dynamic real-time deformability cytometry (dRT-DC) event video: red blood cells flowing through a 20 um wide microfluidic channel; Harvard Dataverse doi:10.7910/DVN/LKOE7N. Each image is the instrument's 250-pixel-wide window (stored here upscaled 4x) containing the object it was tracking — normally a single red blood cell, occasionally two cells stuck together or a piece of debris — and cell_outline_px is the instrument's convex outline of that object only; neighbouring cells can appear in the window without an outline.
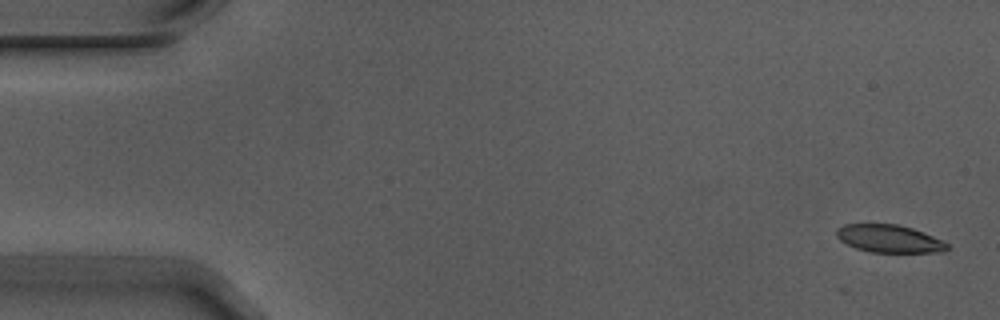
{"species": "Egyptian fruit bat (a non-hibernating species)", "species_latin": "Rousettus aegyptiacus", "temperature_condition": "warm", "stored_images_in_passage": 9, "camera_frame_rate_fps": 3000, "um_per_image_px": 0.085, "animal": {"sex": "male"}, "frame": {"image": 1, "passage_image": 1, "time_ms": 0.0, "image_size_px": [1000, 320], "cell_outline_px": [[948, 248], [944, 252], [868, 252], [856, 248], [840, 240], [836, 236], [836, 228], [844, 224], [896, 224], [912, 228], [924, 232], [944, 240], [948, 244]], "centroid_in_image_um": [75.59, 20.28], "position_along_channel_um": 9.4, "area_um2": 17.98}}
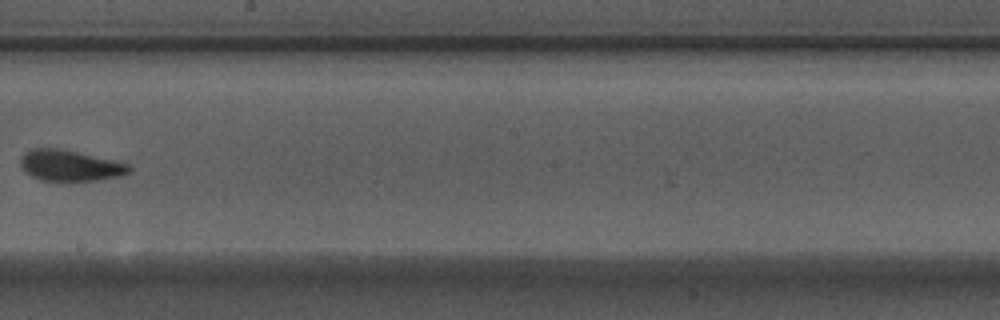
{"frame": {"image": 2, "passage_image": 9, "time_ms": 2.667, "image_size_px": [1000, 320], "cell_outline_px": [[132, 168], [128, 172], [120, 176], [100, 180], [40, 180], [24, 172], [20, 164], [20, 156], [28, 148], [60, 148], [128, 164]], "centroid_in_image_um": [5.88, 14.06], "position_along_channel_um": 242.3, "area_um2": 19.48}}